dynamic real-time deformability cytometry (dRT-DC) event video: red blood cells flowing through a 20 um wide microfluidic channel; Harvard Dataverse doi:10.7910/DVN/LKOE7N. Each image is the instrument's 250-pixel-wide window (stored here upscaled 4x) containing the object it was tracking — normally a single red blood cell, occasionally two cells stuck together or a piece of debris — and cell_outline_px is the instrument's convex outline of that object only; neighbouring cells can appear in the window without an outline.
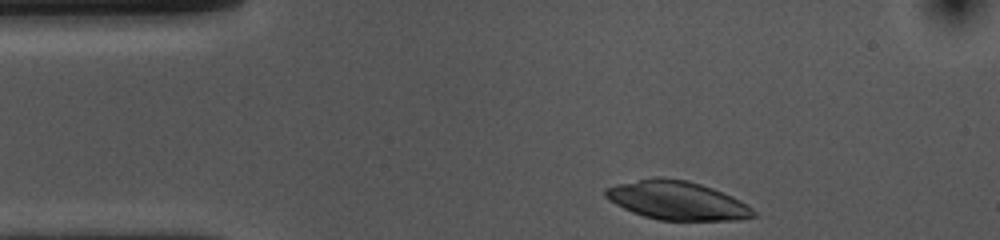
{"species": "common noctule bat (a hibernating species)", "species_latin": "Nyctalus noctula", "temperature_condition": "cold", "stored_images_in_passage": 34, "camera_frame_rate_fps": 3000, "um_per_image_px": 0.085, "animal": {"sex": "female", "body_mass_g": 10.0, "forearm_length_mm": 53.1}, "frame": {"image": 1, "passage_image": 1, "time_ms": 0.0, "image_size_px": [1000, 240], "cell_outline_px": [[756, 216], [740, 220], [660, 220], [644, 216], [632, 212], [608, 200], [604, 196], [604, 188], [616, 184], [652, 176], [660, 176], [688, 180], [712, 188], [732, 196], [748, 204], [756, 212]], "centroid_in_image_um": [57.53, 17.02], "position_along_channel_um": 27.5, "area_um2": 33.64}}